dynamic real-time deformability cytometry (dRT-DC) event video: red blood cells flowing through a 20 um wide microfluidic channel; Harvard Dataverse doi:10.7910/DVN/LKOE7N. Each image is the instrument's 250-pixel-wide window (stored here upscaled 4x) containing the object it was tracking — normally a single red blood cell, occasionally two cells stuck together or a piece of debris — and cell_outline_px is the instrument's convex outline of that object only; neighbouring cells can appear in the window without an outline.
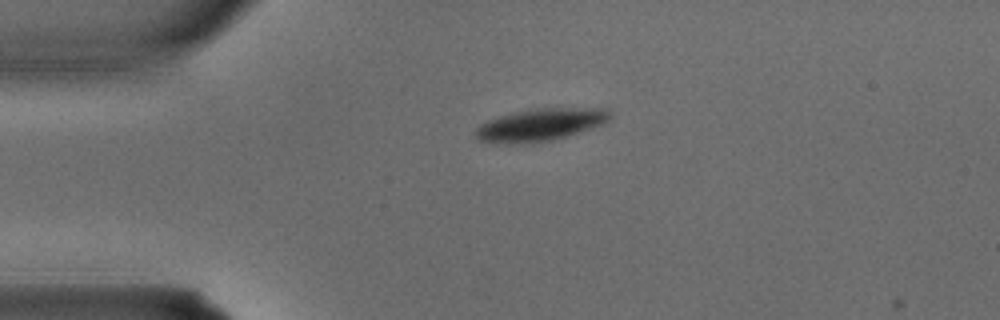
{"species": "common noctule bat (a hibernating species)", "species_latin": "Nyctalus noctula", "temperature_condition": "warm", "stored_images_in_passage": 3, "camera_frame_rate_fps": 3000, "um_per_image_px": 0.085, "animal": {"sex": "male", "body_mass_g": 15.6}, "frame": {"image": 1, "passage_image": 2, "time_ms": 0.333, "image_size_px": [1000, 320], "cell_outline_px": [[612, 116], [604, 124], [580, 132], [552, 140], [480, 140], [476, 136], [476, 128], [480, 124], [488, 120], [500, 116], [520, 112], [544, 108], [608, 108], [612, 112]], "centroid_in_image_um": [46.11, 10.54], "position_along_channel_um": 38.9, "area_um2": 23.87}}